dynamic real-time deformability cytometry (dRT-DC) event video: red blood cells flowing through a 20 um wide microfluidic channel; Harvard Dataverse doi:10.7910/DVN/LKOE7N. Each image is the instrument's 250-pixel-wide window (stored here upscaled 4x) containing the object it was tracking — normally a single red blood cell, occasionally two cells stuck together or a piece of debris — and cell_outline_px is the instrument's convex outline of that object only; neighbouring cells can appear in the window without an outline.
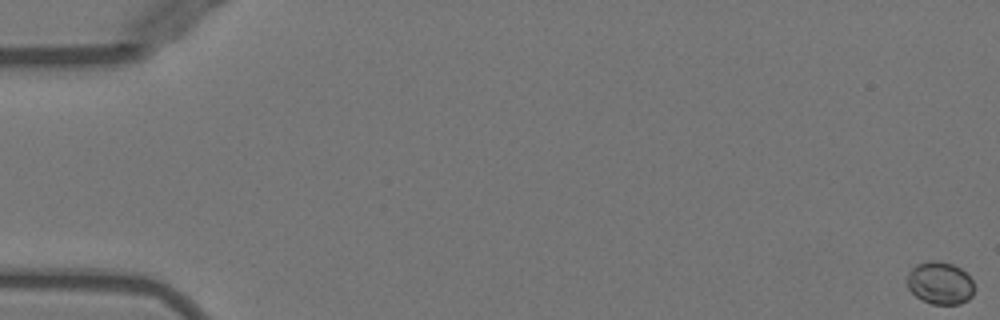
{"species": "Egyptian fruit bat (a non-hibernating species)", "species_latin": "Rousettus aegyptiacus", "temperature_condition": "warm", "stored_images_in_passage": 53, "camera_frame_rate_fps": 3000, "um_per_image_px": 0.085, "animal": {"sex": "female"}, "frame": {"image": 1, "passage_image": 1, "time_ms": 0.0, "image_size_px": [1000, 320], "cell_outline_px": [[976, 288], [972, 296], [968, 300], [960, 304], [932, 304], [916, 296], [908, 288], [908, 272], [916, 264], [928, 260], [940, 260], [952, 264], [960, 268], [972, 280]], "centroid_in_image_um": [79.93, 24.05], "position_along_channel_um": 5.1, "area_um2": 16.76}}
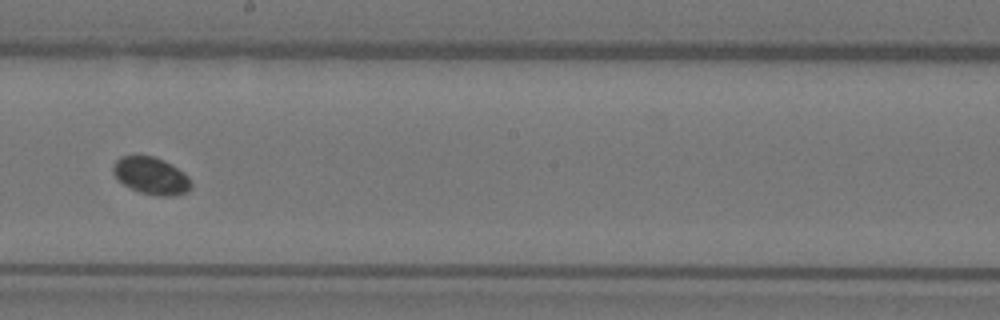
{"frame": {"image": 2, "passage_image": 31, "time_ms": 10.0, "image_size_px": [1000, 320], "cell_outline_px": [[192, 184], [188, 192], [172, 196], [156, 196], [140, 192], [124, 184], [112, 172], [112, 168], [116, 160], [120, 156], [156, 156], [172, 164], [184, 172], [188, 176]], "centroid_in_image_um": [12.88, 14.93], "position_along_channel_um": 235.3, "area_um2": 16.94}}
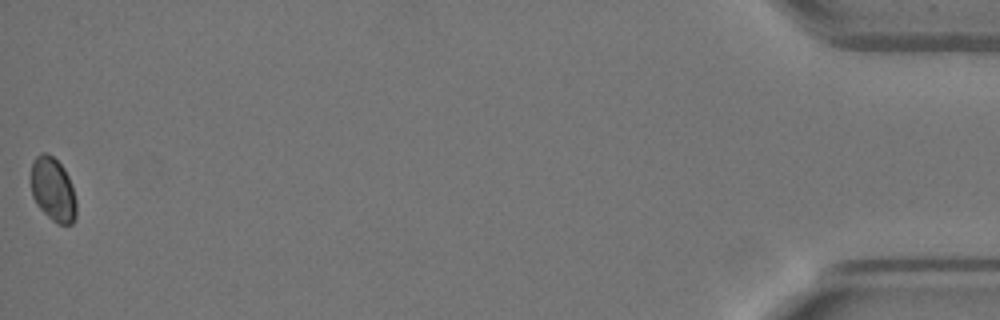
{"frame": {"image": 3, "passage_image": 53, "time_ms": 17.333, "image_size_px": [1000, 320], "cell_outline_px": [[76, 216], [72, 224], [60, 224], [52, 220], [36, 204], [32, 196], [32, 160], [40, 152], [48, 152], [64, 168], [68, 176], [76, 200]], "centroid_in_image_um": [4.5, 16.09], "position_along_channel_um": 430.7, "area_um2": 16.76}}